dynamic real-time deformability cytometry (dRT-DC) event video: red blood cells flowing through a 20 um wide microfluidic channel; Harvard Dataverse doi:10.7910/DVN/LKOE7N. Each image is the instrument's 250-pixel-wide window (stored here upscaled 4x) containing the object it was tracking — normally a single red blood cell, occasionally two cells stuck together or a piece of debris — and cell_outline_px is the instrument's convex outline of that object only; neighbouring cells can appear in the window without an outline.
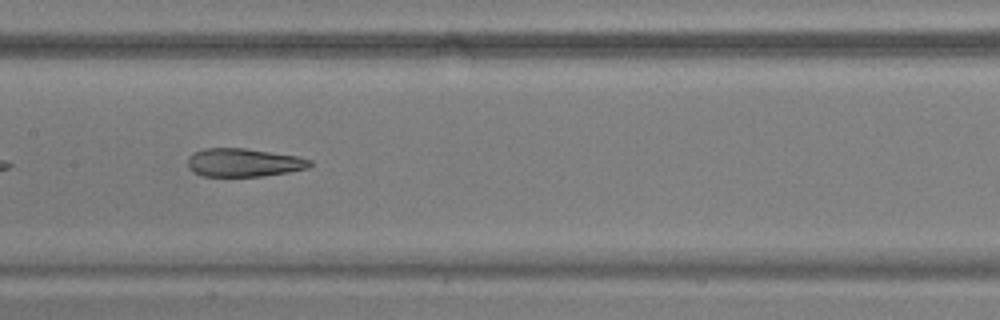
{"species": "common noctule bat (a hibernating species)", "species_latin": "Nyctalus noctula", "temperature_condition": "warm", "stored_images_in_passage": 39, "camera_frame_rate_fps": 3000, "um_per_image_px": 0.085, "animal": {"sex": "male", "body_mass_g": 17.9, "forearm_length_mm": 54.2}, "frame": {"image": 1, "passage_image": 12, "time_ms": 3.667, "image_size_px": [1000, 320], "cell_outline_px": [[312, 164], [308, 168], [288, 172], [260, 176], [204, 176], [192, 172], [188, 168], [188, 156], [204, 148], [244, 148], [300, 156], [312, 160]], "centroid_in_image_um": [20.72, 13.81], "position_along_channel_um": 186.7, "area_um2": 20.23}}
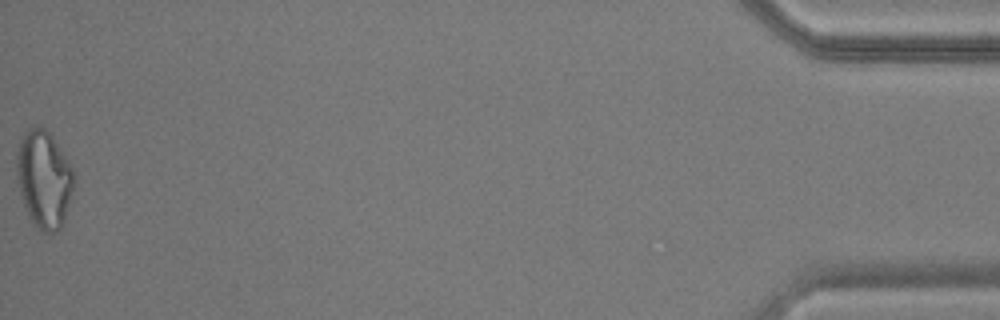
{"frame": {"image": 2, "passage_image": 39, "time_ms": 12.667, "image_size_px": [1000, 320], "cell_outline_px": [[76, 180], [64, 220], [60, 228], [52, 236], [44, 232], [32, 224], [28, 216], [16, 180], [16, 152], [20, 140], [24, 132], [28, 128], [40, 124], [52, 136], [72, 168]], "centroid_in_image_um": [3.72, 15.24], "position_along_channel_um": 431.5, "area_um2": 32.95}, "authors_computed_cell_mechanics": {"area_um2": 22.4842, "velocity_mm_per_s": 3.7377, "shape_relaxation_time_tau1_ms": null, "shape_relaxation_time_tau2_ms": 2.1705, "deformation_change_tau1": null, "deformation_change_tau2": 0.1121}}